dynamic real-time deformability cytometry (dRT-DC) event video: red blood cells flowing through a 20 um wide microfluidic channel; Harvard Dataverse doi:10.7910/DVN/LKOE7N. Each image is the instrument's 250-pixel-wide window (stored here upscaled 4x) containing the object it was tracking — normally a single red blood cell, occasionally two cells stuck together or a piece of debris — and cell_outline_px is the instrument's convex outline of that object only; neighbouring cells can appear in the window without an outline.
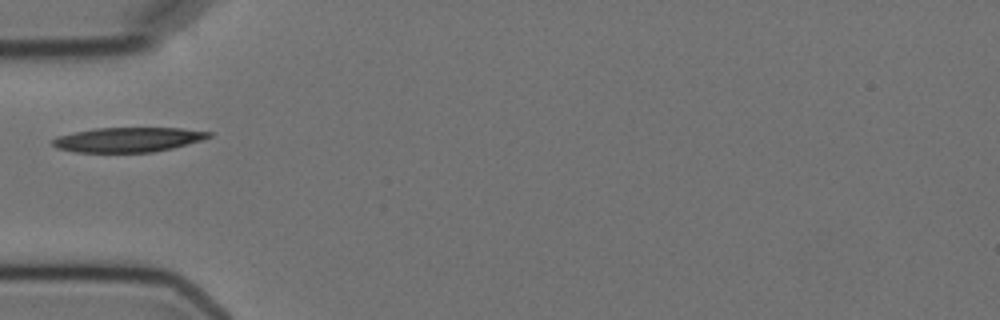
{"species": "Egyptian fruit bat (a non-hibernating species)", "species_latin": "Rousettus aegyptiacus", "temperature_condition": "cold", "stored_images_in_passage": 1, "camera_frame_rate_fps": 3000, "um_per_image_px": 0.085, "animal": {"sex": "female"}, "frame": {"image": 1, "passage_image": 1, "time_ms": 0.0, "image_size_px": [1000, 320], "cell_outline_px": [[212, 136], [200, 140], [172, 148], [152, 152], [76, 152], [56, 148], [52, 144], [52, 140], [56, 136], [96, 128], [184, 128], [212, 132]], "centroid_in_image_um": [10.87, 11.87], "position_along_channel_um": 74.1, "area_um2": 22.31}}